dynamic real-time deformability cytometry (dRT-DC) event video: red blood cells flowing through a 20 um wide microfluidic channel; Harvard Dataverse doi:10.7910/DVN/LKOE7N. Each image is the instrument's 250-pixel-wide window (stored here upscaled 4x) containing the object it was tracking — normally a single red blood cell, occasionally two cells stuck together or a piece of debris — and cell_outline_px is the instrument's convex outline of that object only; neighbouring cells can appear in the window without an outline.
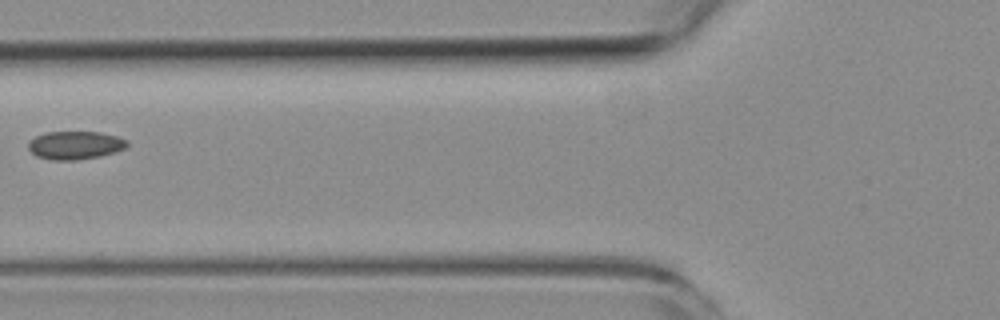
{"species": "common noctule bat (a hibernating species)", "species_latin": "Nyctalus noctula", "temperature_condition": "room temperature", "stored_images_in_passage": 4, "camera_frame_rate_fps": 3000, "um_per_image_px": 0.085, "animal": {"sex": "female", "body_mass_g": 19.3, "forearm_length_mm": 54.1}, "frame": {"image": 1, "passage_image": 2, "time_ms": 2.333, "image_size_px": [1000, 320], "cell_outline_px": [[128, 144], [124, 148], [100, 156], [76, 160], [52, 160], [36, 156], [28, 148], [28, 140], [44, 132], [100, 132], [116, 136], [128, 140]], "centroid_in_image_um": [6.34, 12.34], "position_along_channel_um": 119.5, "area_um2": 16.18}}
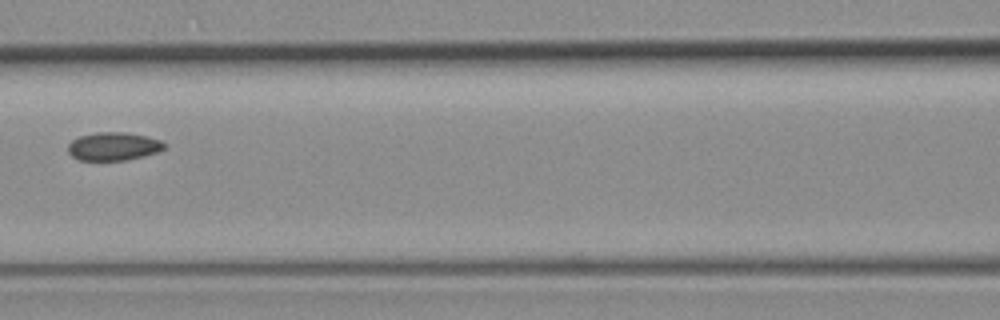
{"frame": {"image": 2, "passage_image": 3, "time_ms": 3.333, "image_size_px": [1000, 320], "cell_outline_px": [[168, 144], [160, 152], [144, 156], [124, 160], [80, 160], [72, 156], [68, 152], [68, 144], [72, 140], [80, 136], [96, 132], [124, 132], [148, 136], [160, 140]], "centroid_in_image_um": [9.68, 12.43], "position_along_channel_um": 156.9, "area_um2": 15.95}}
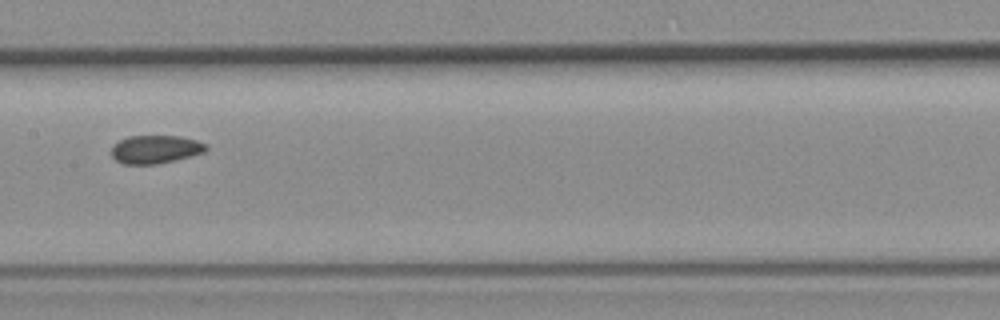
{"frame": {"image": 3, "passage_image": 4, "time_ms": 4.333, "image_size_px": [1000, 320], "cell_outline_px": [[208, 148], [204, 152], [176, 160], [156, 164], [124, 164], [116, 160], [112, 156], [112, 144], [128, 136], [180, 136], [196, 140], [208, 144]], "centroid_in_image_um": [13.22, 12.69], "position_along_channel_um": 194.2, "area_um2": 15.61}}